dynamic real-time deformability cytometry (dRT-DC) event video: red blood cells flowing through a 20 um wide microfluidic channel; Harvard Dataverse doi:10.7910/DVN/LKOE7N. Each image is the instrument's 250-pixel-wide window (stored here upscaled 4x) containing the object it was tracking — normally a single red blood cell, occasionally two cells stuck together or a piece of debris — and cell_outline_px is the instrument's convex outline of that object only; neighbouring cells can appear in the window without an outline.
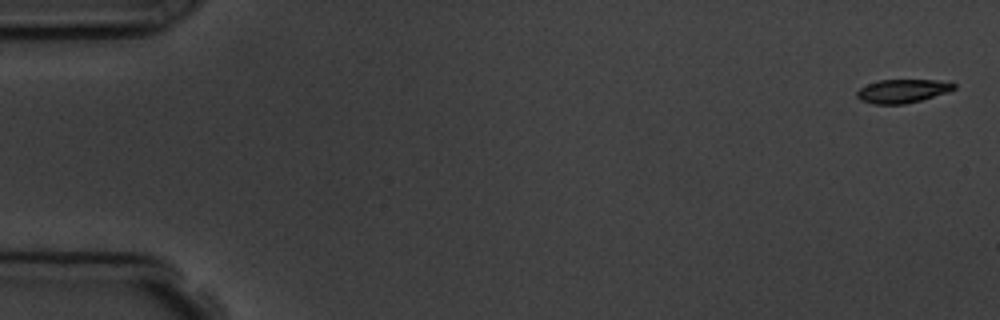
{"species": "common noctule bat (a hibernating species)", "species_latin": "Nyctalus noctula", "temperature_condition": "room temperature", "stored_images_in_passage": 5, "camera_frame_rate_fps": 3000, "um_per_image_px": 0.085, "animal": {"sex": "male", "body_mass_g": 19.5, "forearm_length_mm": 54.6}, "frame": {"image": 1, "passage_image": 1, "time_ms": 0.0, "image_size_px": [1000, 320], "cell_outline_px": [[956, 88], [948, 92], [920, 100], [904, 104], [872, 104], [860, 100], [856, 96], [856, 92], [860, 88], [868, 84], [880, 80], [936, 80], [956, 84]], "centroid_in_image_um": [76.68, 7.74], "position_along_channel_um": 8.3, "area_um2": 13.24}}
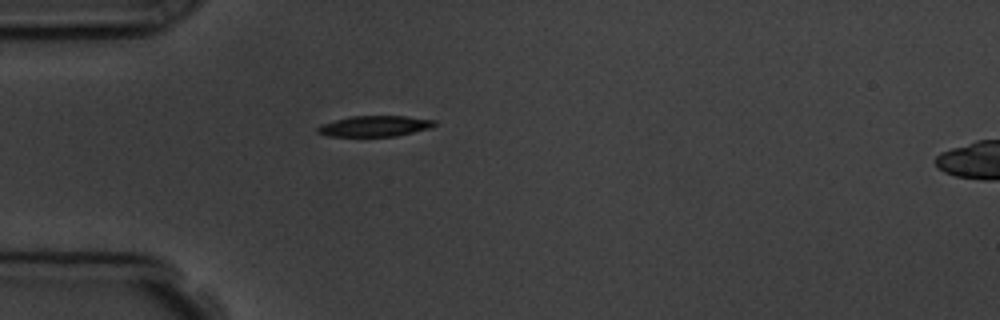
{"frame": {"image": 2, "passage_image": 5, "time_ms": 4.667, "image_size_px": [1000, 320], "cell_outline_px": [[436, 124], [432, 128], [396, 136], [328, 136], [316, 132], [316, 128], [320, 124], [352, 116], [404, 116], [436, 120]], "centroid_in_image_um": [31.86, 10.72], "position_along_channel_um": 53.1, "area_um2": 14.16}}